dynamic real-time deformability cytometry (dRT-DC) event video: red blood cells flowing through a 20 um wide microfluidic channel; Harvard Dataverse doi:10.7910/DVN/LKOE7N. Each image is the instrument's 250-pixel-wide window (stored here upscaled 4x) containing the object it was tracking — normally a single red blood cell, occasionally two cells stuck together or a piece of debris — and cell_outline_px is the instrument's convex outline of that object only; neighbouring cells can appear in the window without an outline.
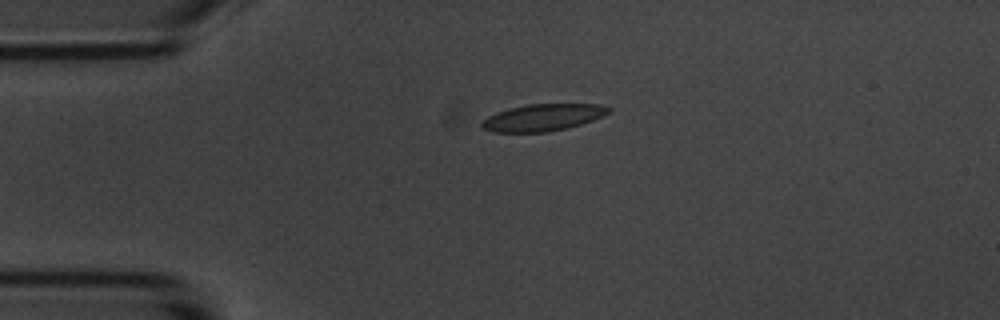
{"species": "common noctule bat (a hibernating species)", "species_latin": "Nyctalus noctula", "temperature_condition": "room temperature", "stored_images_in_passage": 5, "camera_frame_rate_fps": 3000, "um_per_image_px": 0.085, "animal": {"sex": "male", "body_mass_g": 20.1, "forearm_length_mm": 53.5}, "frame": {"image": 1, "passage_image": 4, "time_ms": 3.667, "image_size_px": [1000, 320], "cell_outline_px": [[612, 112], [592, 120], [568, 128], [548, 132], [492, 132], [484, 128], [480, 124], [488, 116], [512, 108], [528, 104], [600, 104], [612, 108]], "centroid_in_image_um": [46.2, 9.99], "position_along_channel_um": 38.8, "area_um2": 19.71}}